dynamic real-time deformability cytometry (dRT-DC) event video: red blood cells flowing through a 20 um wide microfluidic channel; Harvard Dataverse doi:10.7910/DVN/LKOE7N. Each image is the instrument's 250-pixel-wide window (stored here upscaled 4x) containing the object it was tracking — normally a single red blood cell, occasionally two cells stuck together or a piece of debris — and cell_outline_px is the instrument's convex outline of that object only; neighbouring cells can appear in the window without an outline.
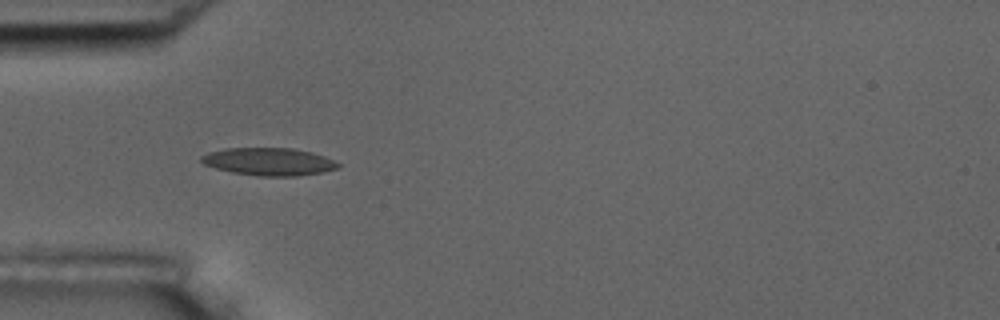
{"species": "common noctule bat (a hibernating species)", "species_latin": "Nyctalus noctula", "temperature_condition": "room temperature", "stored_images_in_passage": 5, "camera_frame_rate_fps": 3000, "um_per_image_px": 0.085, "animal": {"sex": "male", "body_mass_g": 17.5, "forearm_length_mm": 52.3}, "frame": {"image": 1, "passage_image": 4, "time_ms": 3.667, "image_size_px": [1000, 320], "cell_outline_px": [[340, 168], [320, 172], [296, 176], [256, 176], [232, 172], [216, 168], [204, 164], [200, 160], [200, 156], [208, 152], [224, 148], [292, 148], [312, 152], [324, 156], [340, 164]], "centroid_in_image_um": [22.83, 13.73], "position_along_channel_um": 62.2, "area_um2": 22.02}}